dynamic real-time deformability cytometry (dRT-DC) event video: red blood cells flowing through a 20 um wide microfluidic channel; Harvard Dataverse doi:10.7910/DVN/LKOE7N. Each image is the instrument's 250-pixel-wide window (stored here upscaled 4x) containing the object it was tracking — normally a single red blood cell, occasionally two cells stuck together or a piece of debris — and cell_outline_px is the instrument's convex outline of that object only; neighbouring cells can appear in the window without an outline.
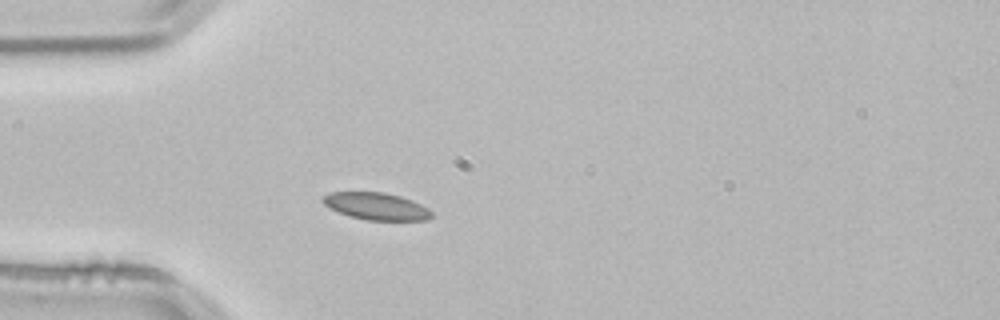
{"species": "common noctule bat (a hibernating species)", "species_latin": "Nyctalus noctula", "temperature_condition": "room temperature", "stored_images_in_passage": 40, "camera_frame_rate_fps": 3000, "um_per_image_px": 0.085, "animal": {"sex": "male", "body_mass_g": 21.5, "forearm_length_mm": 52.0}, "frame": {"image": 1, "passage_image": 2, "time_ms": 0.333, "image_size_px": [1000, 320], "cell_outline_px": [[432, 216], [428, 220], [368, 220], [348, 216], [328, 208], [320, 200], [328, 192], [384, 192], [400, 196], [412, 200], [428, 208], [432, 212]], "centroid_in_image_um": [31.95, 17.53], "position_along_channel_um": 53.0, "area_um2": 17.34}}
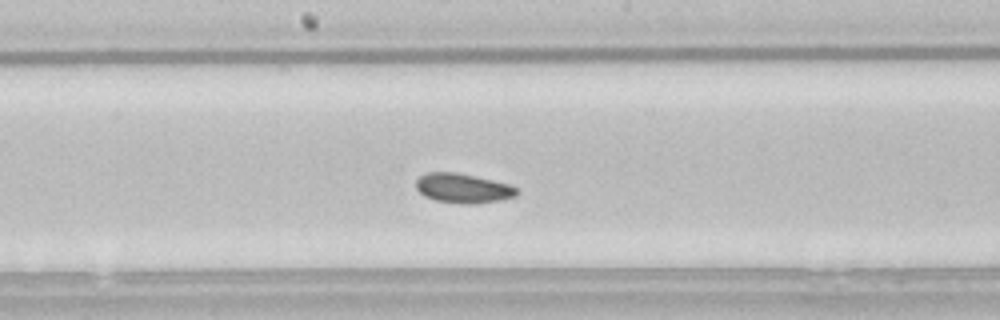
{"frame": {"image": 2, "passage_image": 15, "time_ms": 4.667, "image_size_px": [1000, 320], "cell_outline_px": [[520, 192], [516, 196], [500, 200], [472, 204], [464, 204], [436, 200], [424, 196], [416, 188], [416, 180], [420, 176], [428, 172], [456, 172], [492, 180], [508, 184], [516, 188]], "centroid_in_image_um": [39.35, 16.0], "position_along_channel_um": 208.8, "area_um2": 17.22}}
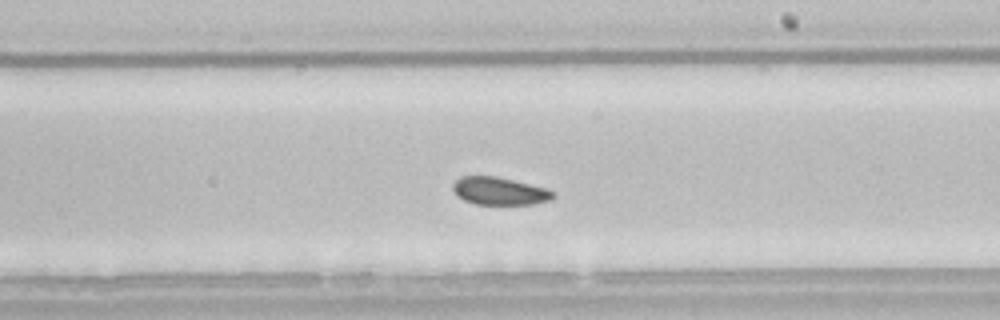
{"frame": {"image": 3, "passage_image": 18, "time_ms": 5.667, "image_size_px": [1000, 320], "cell_outline_px": [[556, 196], [552, 200], [532, 204], [476, 204], [464, 200], [452, 188], [452, 184], [460, 176], [496, 176], [548, 188], [556, 192]], "centroid_in_image_um": [42.52, 16.23], "position_along_channel_um": 246.5, "area_um2": 16.24}, "authors_computed_cell_mechanics": {"area_um2": 16.9932, "velocity_mm_per_s": 3.7845, "shape_relaxation_time_tau1_ms": null, "shape_relaxation_time_tau2_ms": 2.5283, "deformation_change_tau1": null, "deformation_change_tau2": 0.0604}}